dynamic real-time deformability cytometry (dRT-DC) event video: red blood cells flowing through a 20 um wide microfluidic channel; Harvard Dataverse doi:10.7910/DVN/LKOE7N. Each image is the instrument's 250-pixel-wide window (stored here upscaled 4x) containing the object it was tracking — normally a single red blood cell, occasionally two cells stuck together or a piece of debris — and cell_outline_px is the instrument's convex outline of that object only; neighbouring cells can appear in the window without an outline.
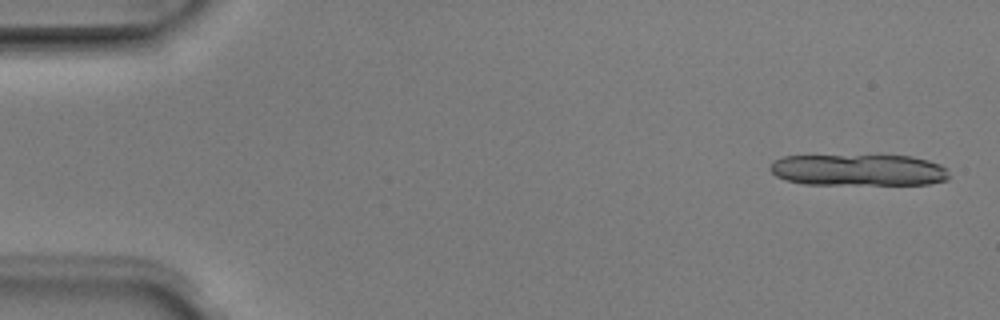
{"species": "Egyptian fruit bat (a non-hibernating species)", "species_latin": "Rousettus aegyptiacus", "temperature_condition": "room temperature", "stored_images_in_passage": 5, "camera_frame_rate_fps": 3000, "um_per_image_px": 0.085, "animal": {"sex": "male"}, "frame": {"image": 1, "passage_image": 1, "time_ms": 0.0, "image_size_px": [1000, 320], "cell_outline_px": [[948, 180], [928, 184], [804, 184], [784, 180], [776, 176], [768, 168], [772, 160], [784, 156], [880, 152], [912, 156], [928, 160], [940, 164], [948, 168]], "centroid_in_image_um": [72.96, 14.39], "position_along_channel_um": 12.0, "area_um2": 34.91}}
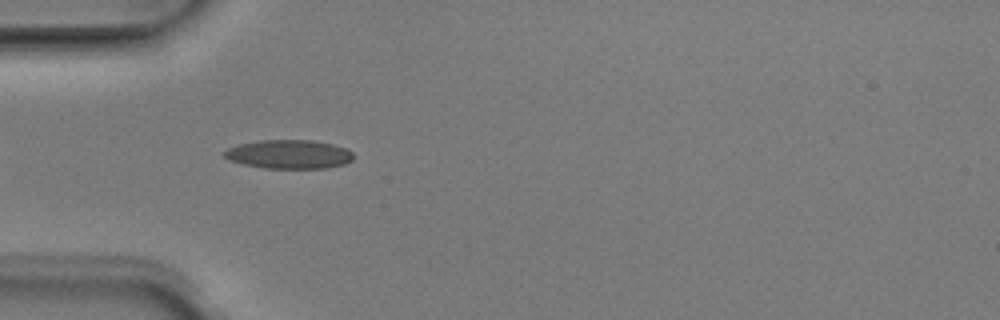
{"frame": {"image": 2, "passage_image": 5, "time_ms": 1.333, "image_size_px": [1000, 320], "cell_outline_px": [[352, 160], [344, 164], [328, 168], [264, 168], [244, 164], [228, 160], [220, 152], [228, 148], [240, 144], [260, 140], [312, 140], [332, 144], [348, 148], [352, 152]], "centroid_in_image_um": [24.55, 13.11], "position_along_channel_um": 60.4, "area_um2": 21.79}}